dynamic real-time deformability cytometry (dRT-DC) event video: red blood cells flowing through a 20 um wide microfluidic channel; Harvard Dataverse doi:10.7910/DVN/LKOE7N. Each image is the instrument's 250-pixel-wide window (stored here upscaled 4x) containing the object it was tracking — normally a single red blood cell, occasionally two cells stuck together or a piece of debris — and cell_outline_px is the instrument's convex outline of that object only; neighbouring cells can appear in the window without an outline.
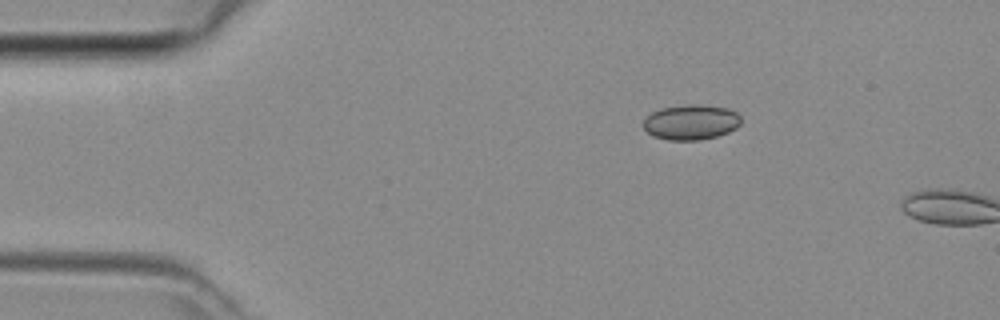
{"species": "common noctule bat (a hibernating species)", "species_latin": "Nyctalus noctula", "temperature_condition": "room temperature", "stored_images_in_passage": 2, "camera_frame_rate_fps": 3000, "um_per_image_px": 0.085, "animal": {"sex": "female", "body_mass_g": 29.2, "forearm_length_mm": 56.3}, "frame": {"image": 1, "passage_image": 1, "time_ms": 0.0, "image_size_px": [1000, 320], "cell_outline_px": [[740, 120], [732, 128], [724, 132], [712, 136], [688, 140], [676, 140], [656, 136], [648, 132], [644, 128], [644, 124], [648, 116], [656, 112], [668, 108], [720, 108], [732, 112]], "centroid_in_image_um": [58.65, 10.45], "position_along_channel_um": 26.4, "area_um2": 17.4}}